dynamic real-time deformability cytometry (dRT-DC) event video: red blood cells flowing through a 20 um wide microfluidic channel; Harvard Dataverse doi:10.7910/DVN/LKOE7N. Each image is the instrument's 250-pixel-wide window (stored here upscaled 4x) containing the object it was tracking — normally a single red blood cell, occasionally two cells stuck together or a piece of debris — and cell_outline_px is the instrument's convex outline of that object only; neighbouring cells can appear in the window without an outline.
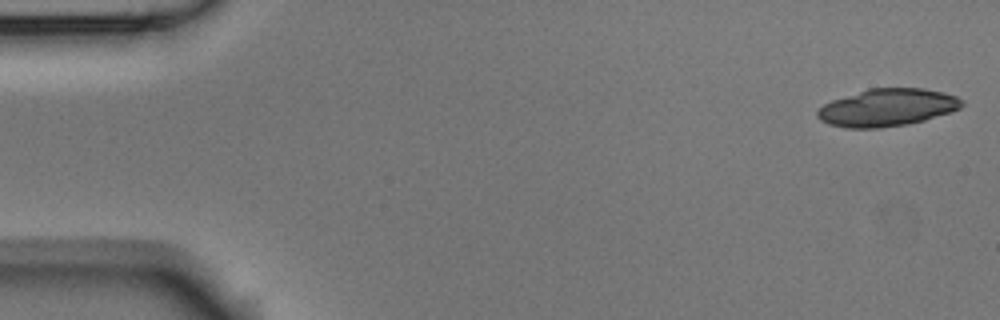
{"species": "Egyptian fruit bat (a non-hibernating species)", "species_latin": "Rousettus aegyptiacus", "temperature_condition": "room temperature", "stored_images_in_passage": 5, "camera_frame_rate_fps": 3000, "um_per_image_px": 0.085, "animal": {"sex": "male"}, "frame": {"image": 1, "passage_image": 1, "time_ms": 0.0, "image_size_px": [1000, 320], "cell_outline_px": [[964, 104], [960, 108], [952, 112], [924, 120], [908, 124], [880, 128], [844, 128], [828, 124], [820, 120], [816, 116], [816, 112], [824, 104], [832, 100], [868, 88], [924, 88], [944, 92], [956, 96], [964, 100]], "centroid_in_image_um": [75.43, 9.14], "position_along_channel_um": 9.6, "area_um2": 31.79}}